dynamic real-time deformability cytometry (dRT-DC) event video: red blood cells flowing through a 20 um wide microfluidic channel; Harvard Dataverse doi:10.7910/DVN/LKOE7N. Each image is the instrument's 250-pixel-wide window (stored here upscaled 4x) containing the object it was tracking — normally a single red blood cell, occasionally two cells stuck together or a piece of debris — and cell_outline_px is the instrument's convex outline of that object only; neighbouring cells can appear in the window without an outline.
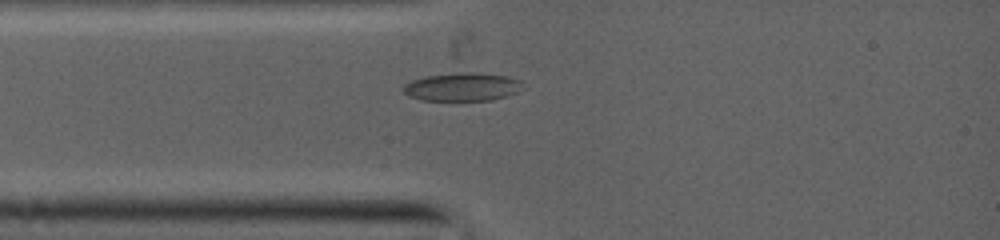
{"species": "common noctule bat (a hibernating species)", "species_latin": "Nyctalus noctula", "temperature_condition": "warm", "stored_images_in_passage": 3, "camera_frame_rate_fps": 5000, "um_per_image_px": 0.085, "animal": {"sex": "female", "body_mass_g": 19.0, "forearm_length_mm": 53.3}, "frame": {"image": 1, "passage_image": 1, "time_ms": 0.0, "image_size_px": [1000, 240], "cell_outline_px": [[520, 80], [516, 92], [504, 96], [488, 100], [424, 100], [408, 96], [404, 92], [404, 88], [412, 80], [428, 76], [504, 76]], "centroid_in_image_um": [39.21, 7.46], "position_along_channel_um": 45.8, "area_um2": 17.63}}
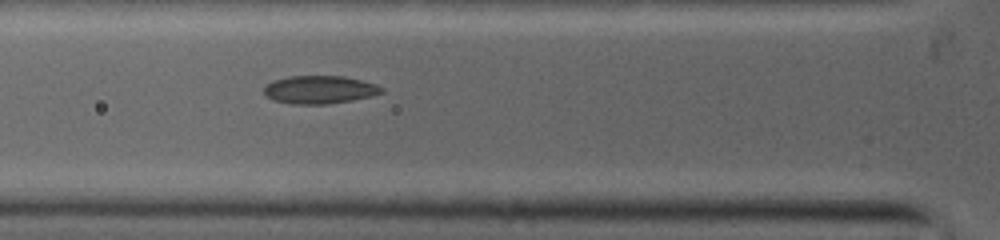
{"frame": {"image": 2, "passage_image": 3, "time_ms": 1.2, "image_size_px": [1000, 240], "cell_outline_px": [[384, 92], [352, 100], [324, 104], [300, 104], [276, 100], [268, 96], [264, 92], [264, 88], [268, 84], [276, 80], [292, 76], [344, 76], [360, 80], [384, 88]], "centroid_in_image_um": [27.19, 7.61], "position_along_channel_um": 98.6, "area_um2": 18.55}}